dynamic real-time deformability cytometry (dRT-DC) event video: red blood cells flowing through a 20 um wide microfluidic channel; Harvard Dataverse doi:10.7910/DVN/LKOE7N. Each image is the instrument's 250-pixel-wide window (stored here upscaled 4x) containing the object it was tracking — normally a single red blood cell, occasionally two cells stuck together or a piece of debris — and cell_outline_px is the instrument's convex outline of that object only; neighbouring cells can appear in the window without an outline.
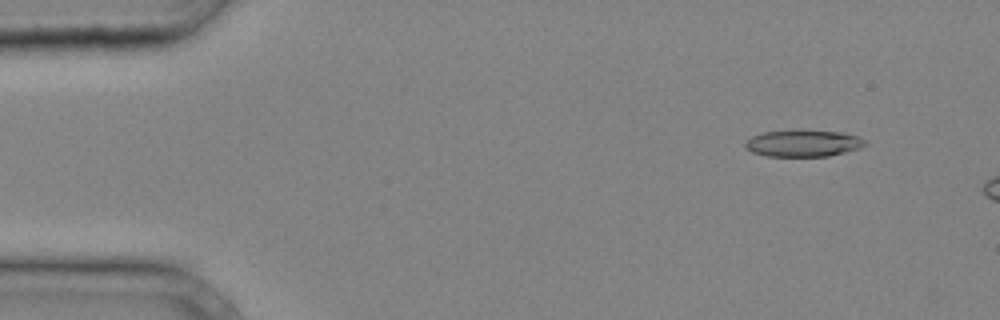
{"species": "common noctule bat (a hibernating species)", "species_latin": "Nyctalus noctula", "temperature_condition": "cold", "stored_images_in_passage": 8, "camera_frame_rate_fps": 3000, "um_per_image_px": 0.085, "animal": {"sex": "male", "body_mass_g": 20.4}, "frame": {"image": 1, "passage_image": 4, "time_ms": 1.0, "image_size_px": [1000, 320], "cell_outline_px": [[868, 144], [860, 148], [828, 156], [764, 156], [752, 152], [744, 144], [752, 136], [764, 132], [844, 132], [860, 136]], "centroid_in_image_um": [68.32, 12.21], "position_along_channel_um": 16.7, "area_um2": 18.03}}